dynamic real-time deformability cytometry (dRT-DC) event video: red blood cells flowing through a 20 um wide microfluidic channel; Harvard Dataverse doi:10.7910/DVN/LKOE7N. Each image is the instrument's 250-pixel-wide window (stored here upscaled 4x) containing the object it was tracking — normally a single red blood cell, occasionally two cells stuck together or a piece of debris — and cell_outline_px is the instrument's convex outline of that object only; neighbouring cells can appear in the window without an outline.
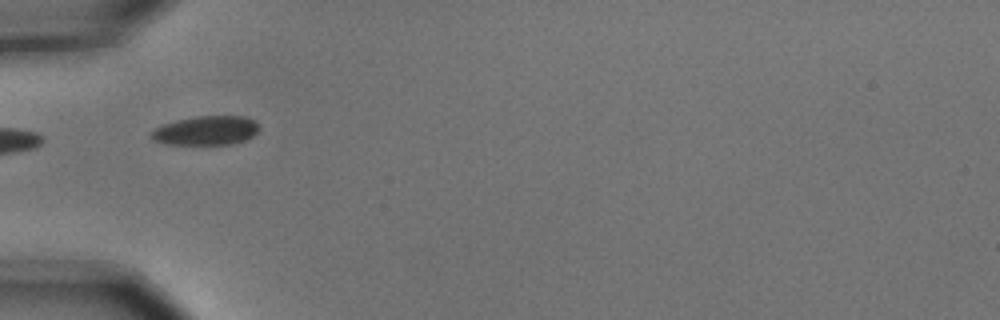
{"species": "common noctule bat (a hibernating species)", "species_latin": "Nyctalus noctula", "temperature_condition": "cold", "stored_images_in_passage": 6, "camera_frame_rate_fps": 3000, "um_per_image_px": 0.085, "animal": {"sex": "male", "body_mass_g": 15.6}, "frame": {"image": 1, "passage_image": 3, "time_ms": 0.667, "image_size_px": [1000, 320], "cell_outline_px": [[260, 128], [252, 136], [244, 140], [232, 144], [168, 144], [152, 140], [148, 136], [148, 132], [164, 124], [176, 120], [196, 116], [244, 116], [252, 120]], "centroid_in_image_um": [17.45, 11.1], "position_along_channel_um": 67.5, "area_um2": 18.26}}
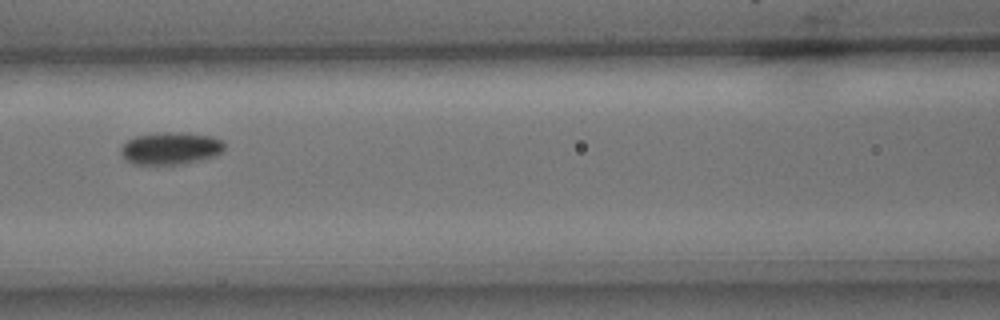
{"frame": {"image": 2, "passage_image": 5, "time_ms": 1.333, "image_size_px": [1000, 320], "cell_outline_px": [[224, 148], [216, 156], [184, 164], [132, 164], [120, 152], [120, 148], [128, 140], [136, 136], [156, 132], [184, 132], [212, 136], [224, 140]], "centroid_in_image_um": [14.53, 12.59], "position_along_channel_um": 152.1, "area_um2": 19.65}}
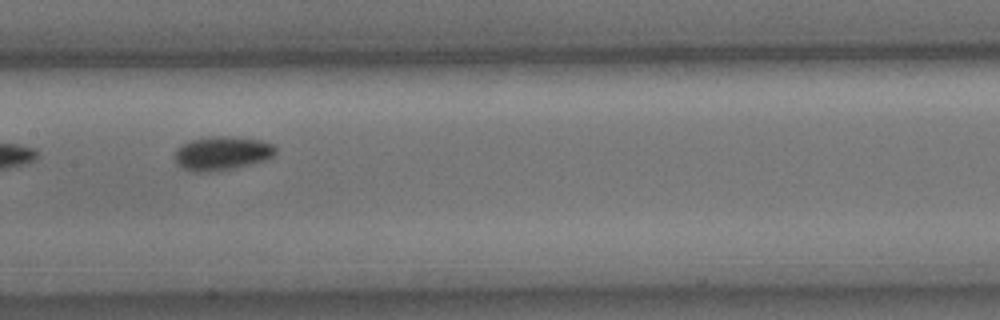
{"frame": {"image": 3, "passage_image": 6, "time_ms": 1.667, "image_size_px": [1000, 320], "cell_outline_px": [[276, 152], [272, 156], [264, 160], [252, 164], [232, 168], [208, 172], [192, 172], [176, 164], [172, 156], [176, 148], [192, 140], [212, 136], [224, 136], [264, 140], [272, 144], [276, 148]], "centroid_in_image_um": [18.84, 13.03], "position_along_channel_um": 188.6, "area_um2": 19.94}}